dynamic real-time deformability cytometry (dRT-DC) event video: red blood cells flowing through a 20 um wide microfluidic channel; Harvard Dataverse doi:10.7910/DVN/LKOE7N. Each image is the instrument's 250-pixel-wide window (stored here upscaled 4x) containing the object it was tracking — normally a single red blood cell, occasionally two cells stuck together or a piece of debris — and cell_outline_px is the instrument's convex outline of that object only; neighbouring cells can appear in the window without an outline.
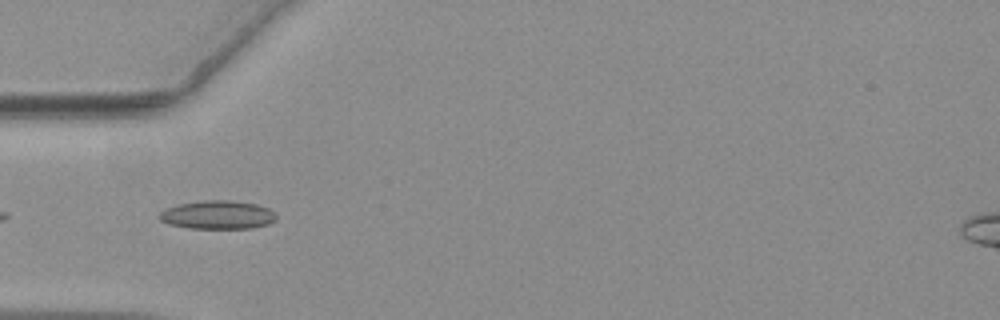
{"species": "common noctule bat (a hibernating species)", "species_latin": "Nyctalus noctula", "temperature_condition": "warm", "stored_images_in_passage": 40, "camera_frame_rate_fps": 3000, "um_per_image_px": 0.085, "animal": {"sex": "female", "body_mass_g": 19.3, "forearm_length_mm": 54.1}, "frame": {"image": 1, "passage_image": 2, "time_ms": 0.333, "image_size_px": [1000, 320], "cell_outline_px": [[276, 220], [268, 224], [252, 228], [188, 228], [168, 224], [160, 220], [160, 212], [168, 208], [180, 204], [204, 200], [232, 200], [256, 204], [268, 208], [276, 212]], "centroid_in_image_um": [18.54, 18.26], "position_along_channel_um": 66.5, "area_um2": 19.36}}
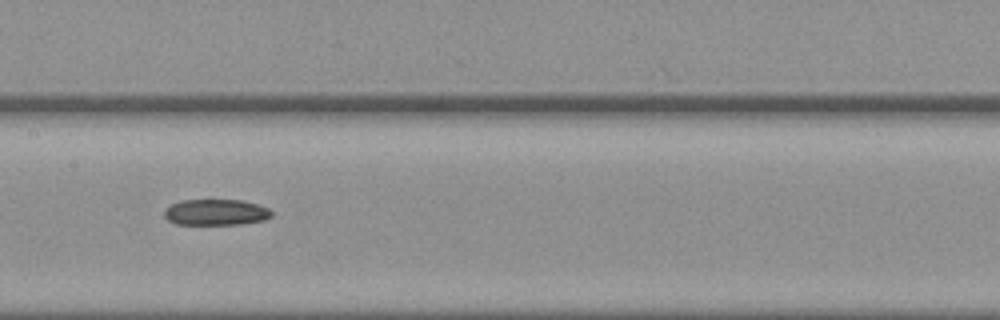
{"frame": {"image": 2, "passage_image": 12, "time_ms": 3.667, "image_size_px": [1000, 320], "cell_outline_px": [[272, 216], [264, 220], [240, 224], [176, 224], [168, 220], [164, 216], [164, 212], [172, 204], [180, 200], [240, 200], [256, 204], [268, 208], [272, 212]], "centroid_in_image_um": [18.35, 18.04], "position_along_channel_um": 189.0, "area_um2": 16.13}}
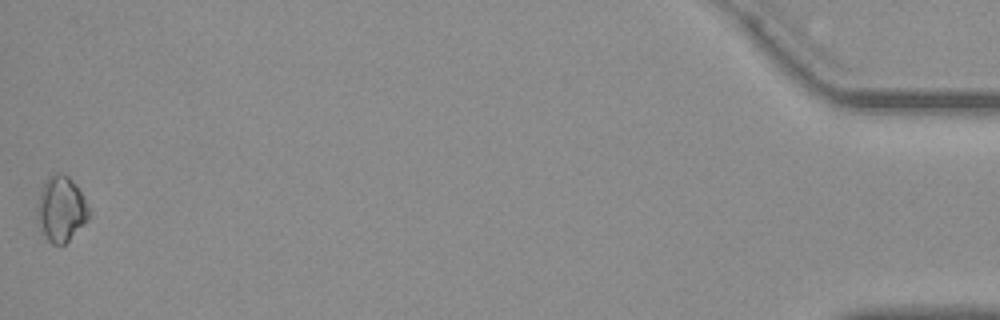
{"frame": {"image": 3, "passage_image": 40, "time_ms": 13.0, "image_size_px": [1000, 320], "cell_outline_px": [[92, 212], [88, 220], [64, 244], [52, 244], [48, 240], [44, 232], [40, 220], [40, 192], [44, 180], [52, 172], [60, 172], [68, 176], [80, 192]], "centroid_in_image_um": [5.25, 17.71], "position_along_channel_um": 429.9, "area_um2": 18.96}}